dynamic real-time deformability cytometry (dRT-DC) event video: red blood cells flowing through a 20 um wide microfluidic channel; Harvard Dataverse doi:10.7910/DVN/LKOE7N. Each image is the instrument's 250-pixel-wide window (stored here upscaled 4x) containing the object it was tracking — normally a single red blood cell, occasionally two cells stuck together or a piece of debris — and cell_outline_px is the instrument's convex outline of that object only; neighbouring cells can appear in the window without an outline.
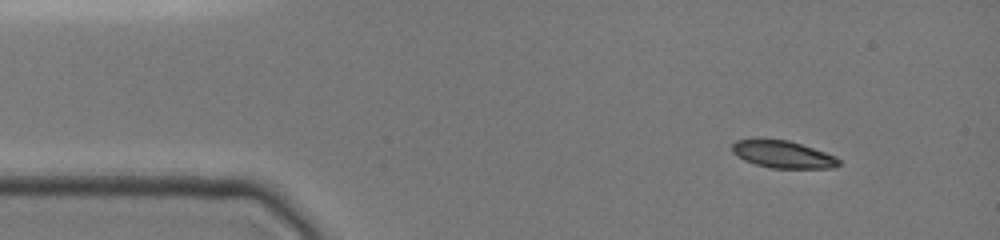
{"species": "common noctule bat (a hibernating species)", "species_latin": "Nyctalus noctula", "temperature_condition": "cold", "stored_images_in_passage": 7, "camera_frame_rate_fps": 3000, "um_per_image_px": 0.085, "animal": {"sex": "female", "body_mass_g": 19.0, "forearm_length_mm": 51.5}, "frame": {"image": 1, "passage_image": 1, "time_ms": 0.0, "image_size_px": [1000, 240], "cell_outline_px": [[840, 164], [832, 168], [772, 168], [756, 164], [744, 160], [736, 156], [732, 152], [732, 144], [736, 140], [760, 136], [788, 140], [836, 156], [840, 160]], "centroid_in_image_um": [66.47, 13.08], "position_along_channel_um": 18.5, "area_um2": 17.4}}
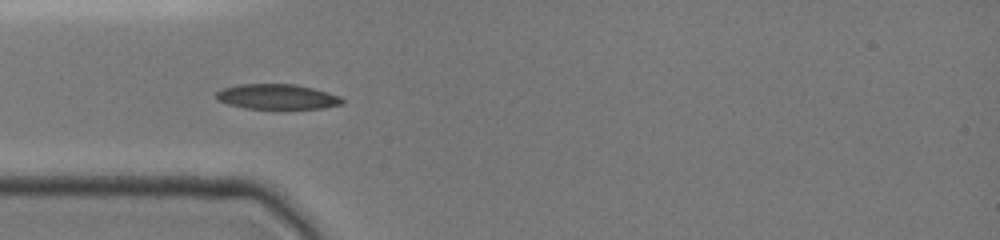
{"frame": {"image": 2, "passage_image": 5, "time_ms": 3.0, "image_size_px": [1000, 240], "cell_outline_px": [[344, 104], [324, 108], [244, 108], [228, 104], [216, 100], [216, 92], [224, 88], [236, 84], [296, 84], [328, 92], [340, 96], [344, 100]], "centroid_in_image_um": [23.56, 8.21], "position_along_channel_um": 61.4, "area_um2": 18.44}}
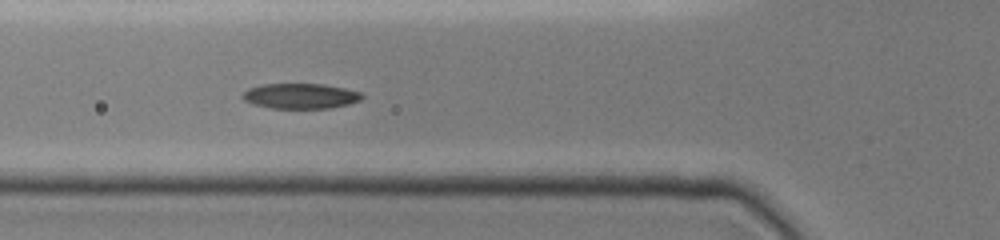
{"frame": {"image": 3, "passage_image": 7, "time_ms": 4.0, "image_size_px": [1000, 240], "cell_outline_px": [[364, 96], [360, 100], [348, 104], [332, 108], [272, 108], [252, 104], [244, 100], [240, 96], [248, 88], [260, 84], [324, 84], [344, 88], [360, 92]], "centroid_in_image_um": [25.51, 8.16], "position_along_channel_um": 100.3, "area_um2": 17.63}}